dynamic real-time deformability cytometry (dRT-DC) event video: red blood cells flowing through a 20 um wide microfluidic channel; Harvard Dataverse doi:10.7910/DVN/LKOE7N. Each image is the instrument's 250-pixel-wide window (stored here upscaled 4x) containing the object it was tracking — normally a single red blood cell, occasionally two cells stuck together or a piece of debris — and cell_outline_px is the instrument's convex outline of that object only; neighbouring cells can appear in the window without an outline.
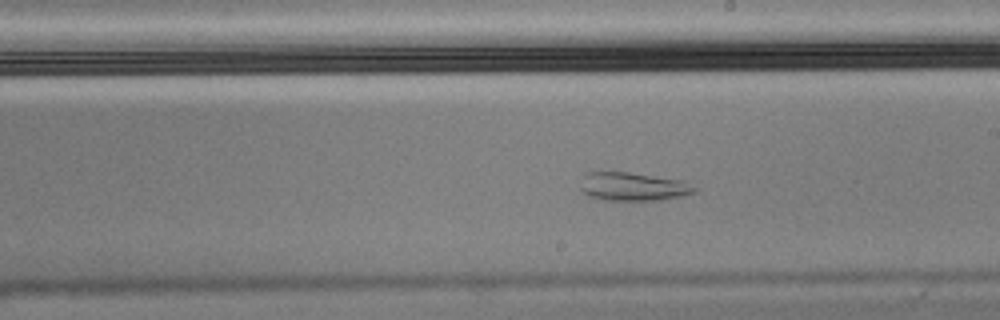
{"species": "Egyptian fruit bat (a non-hibernating species)", "species_latin": "Rousettus aegyptiacus", "temperature_condition": "cold", "stored_images_in_passage": 58, "camera_frame_rate_fps": 3000, "um_per_image_px": 0.085, "animal": {"sex": "male"}, "frame": {"image": 1, "passage_image": 33, "time_ms": 10.667, "image_size_px": [1000, 320], "cell_outline_px": [[696, 192], [680, 196], [660, 200], [604, 200], [588, 196], [580, 188], [584, 172], [628, 172], [684, 180], [696, 188]], "centroid_in_image_um": [53.8, 15.85], "position_along_channel_um": 235.2, "area_um2": 18.9}}
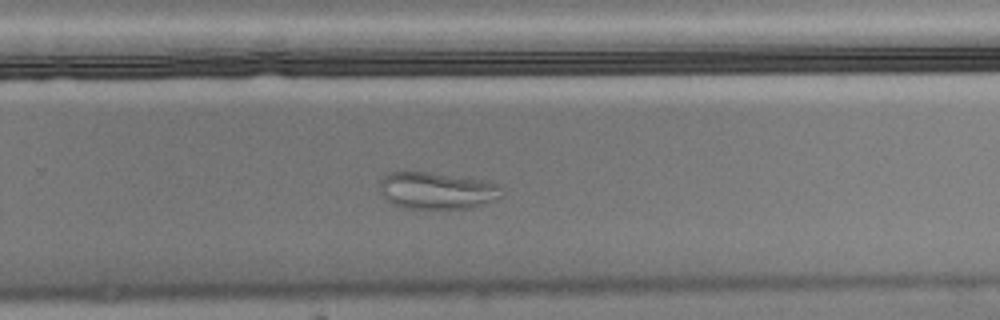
{"frame": {"image": 2, "passage_image": 38, "time_ms": 12.333, "image_size_px": [1000, 320], "cell_outline_px": [[504, 196], [496, 200], [468, 208], [404, 208], [392, 204], [384, 200], [380, 192], [380, 180], [388, 172], [404, 168], [484, 180], [500, 184], [504, 192]], "centroid_in_image_um": [37.09, 16.16], "position_along_channel_um": 292.7, "area_um2": 27.22}}
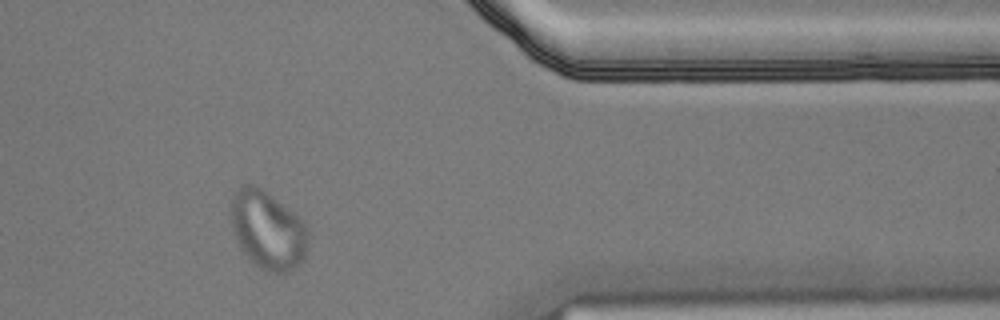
{"frame": {"image": 3, "passage_image": 48, "time_ms": 15.667, "image_size_px": [1000, 320], "cell_outline_px": [[308, 236], [304, 256], [288, 272], [264, 272], [240, 248], [228, 212], [232, 192], [240, 184], [252, 184], [260, 188], [292, 212], [308, 228]], "centroid_in_image_um": [22.68, 19.51], "position_along_channel_um": 388.7, "area_um2": 34.74}}